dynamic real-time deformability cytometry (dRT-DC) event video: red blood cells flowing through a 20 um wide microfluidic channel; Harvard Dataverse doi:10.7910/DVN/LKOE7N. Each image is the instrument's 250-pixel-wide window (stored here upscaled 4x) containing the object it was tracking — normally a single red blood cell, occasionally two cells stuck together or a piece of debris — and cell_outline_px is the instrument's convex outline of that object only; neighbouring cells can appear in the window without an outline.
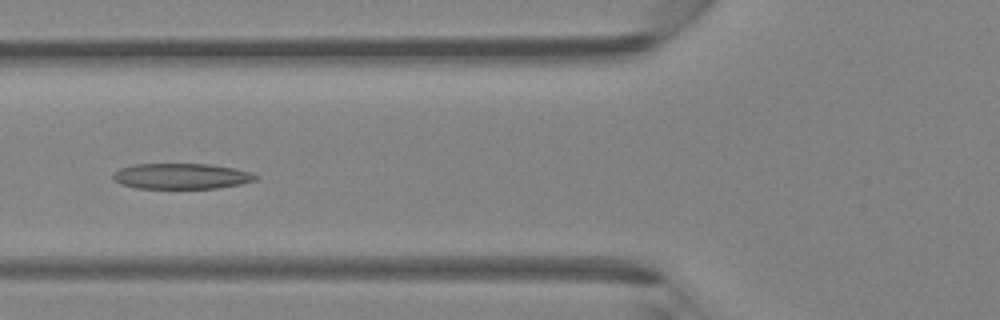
{"species": "Egyptian fruit bat (a non-hibernating species)", "species_latin": "Rousettus aegyptiacus", "temperature_condition": "room temperature", "stored_images_in_passage": 47, "camera_frame_rate_fps": 3000, "um_per_image_px": 0.085, "animal": {"sex": "female"}, "frame": {"image": 1, "passage_image": 18, "time_ms": 5.667, "image_size_px": [1000, 320], "cell_outline_px": [[260, 176], [256, 180], [240, 184], [216, 188], [136, 188], [120, 184], [112, 180], [112, 172], [120, 168], [132, 164], [208, 164], [232, 168], [252, 172]], "centroid_in_image_um": [15.37, 14.97], "position_along_channel_um": 110.4, "area_um2": 21.44}}
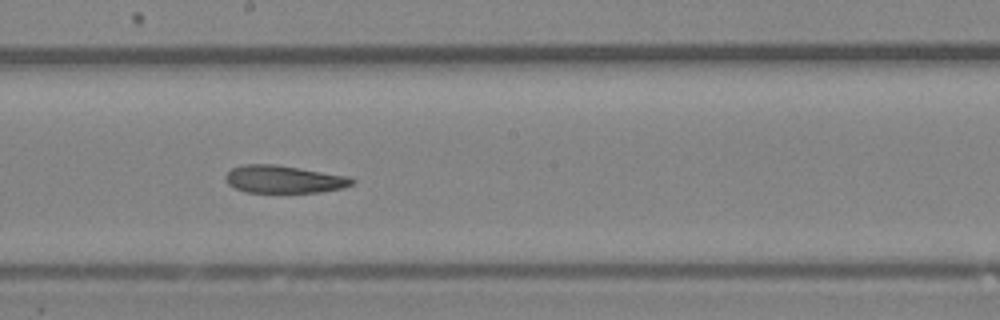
{"frame": {"image": 2, "passage_image": 26, "time_ms": 8.333, "image_size_px": [1000, 320], "cell_outline_px": [[356, 180], [352, 184], [344, 188], [320, 192], [244, 192], [228, 184], [224, 180], [224, 176], [232, 168], [244, 164], [276, 164], [348, 176]], "centroid_in_image_um": [24.12, 15.23], "position_along_channel_um": 224.1, "area_um2": 20.4}}
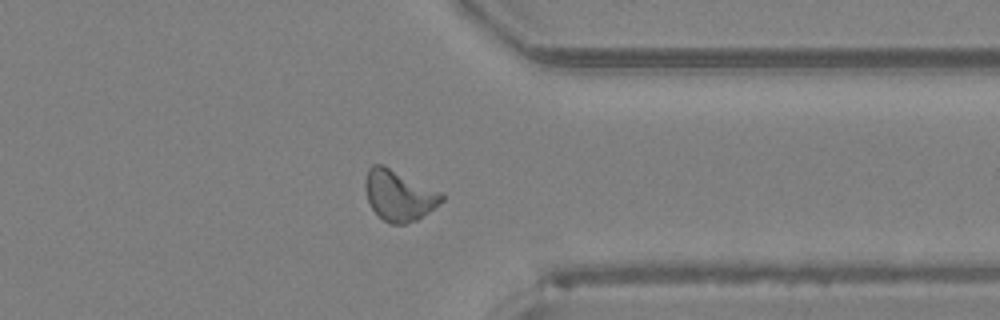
{"frame": {"image": 3, "passage_image": 37, "time_ms": 12.0, "image_size_px": [1000, 320], "cell_outline_px": [[444, 200], [428, 212], [416, 220], [404, 224], [392, 224], [384, 220], [372, 208], [368, 200], [364, 188], [364, 180], [368, 168], [372, 164], [384, 164], [444, 192]], "centroid_in_image_um": [33.92, 16.56], "position_along_channel_um": 377.5, "area_um2": 22.89}, "authors_computed_cell_mechanics": {"area_um2": 21.964, "velocity_mm_per_s": 4.2849, "shape_relaxation_time_tau1_ms": null, "shape_relaxation_time_tau2_ms": 5.1973, "deformation_change_tau1": null, "deformation_change_tau2": 0.1495}}